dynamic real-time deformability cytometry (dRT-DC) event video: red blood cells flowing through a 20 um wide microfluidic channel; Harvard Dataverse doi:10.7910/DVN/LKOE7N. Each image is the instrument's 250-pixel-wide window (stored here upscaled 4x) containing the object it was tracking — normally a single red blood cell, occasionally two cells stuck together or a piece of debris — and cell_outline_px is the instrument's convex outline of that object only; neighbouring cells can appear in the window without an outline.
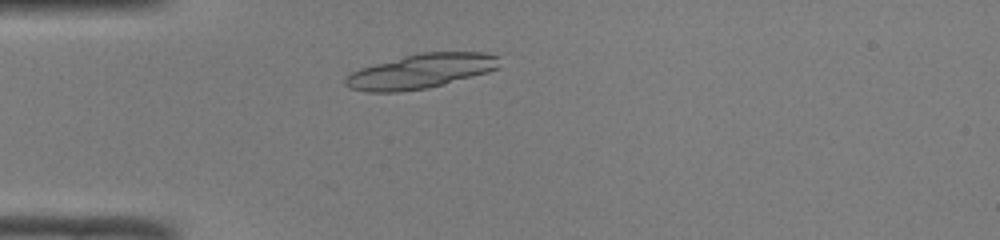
{"species": "common noctule bat (a hibernating species)", "species_latin": "Nyctalus noctula", "temperature_condition": "room temperature", "stored_images_in_passage": 36, "camera_frame_rate_fps": 3000, "um_per_image_px": 0.085, "animal": {"sex": "male", "body_mass_g": 19.0, "forearm_length_mm": 50.8}, "frame": {"image": 1, "passage_image": 1, "time_ms": 0.0, "image_size_px": [1000, 240], "cell_outline_px": [[500, 56], [496, 68], [488, 72], [428, 88], [400, 92], [368, 92], [352, 88], [344, 84], [344, 80], [352, 72], [360, 68], [404, 56], [420, 52], [484, 52]], "centroid_in_image_um": [35.77, 6.05], "position_along_channel_um": 49.2, "area_um2": 30.69}}